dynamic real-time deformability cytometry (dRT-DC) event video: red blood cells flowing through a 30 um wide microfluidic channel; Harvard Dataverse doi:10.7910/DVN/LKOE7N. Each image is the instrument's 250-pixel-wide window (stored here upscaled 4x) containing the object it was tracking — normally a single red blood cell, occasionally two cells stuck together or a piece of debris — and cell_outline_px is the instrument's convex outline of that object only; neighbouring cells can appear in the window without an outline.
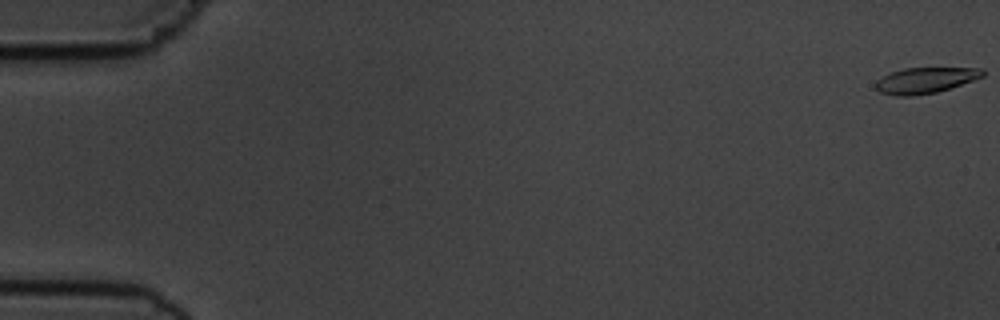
{"species": "common noctule bat (a hibernating species)", "species_latin": "Nyctalus noctula", "temperature_condition": "cold", "stored_images_in_passage": 57, "camera_frame_rate_fps": 3000, "um_per_image_px": 0.085, "animal": {"sex": "male", "body_mass_g": 19.5, "forearm_length_mm": 54.6}, "frame": {"image": 1, "passage_image": 1, "time_ms": 0.0, "image_size_px": [1000, 320], "cell_outline_px": [[984, 76], [936, 92], [912, 96], [896, 96], [880, 92], [876, 88], [876, 80], [892, 72], [904, 68], [980, 68], [984, 72]], "centroid_in_image_um": [78.62, 6.82], "position_along_channel_um": 6.4, "area_um2": 15.78}}
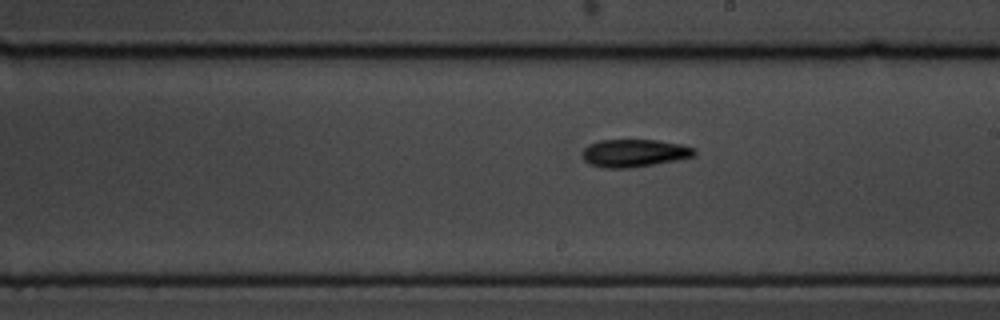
{"frame": {"image": 2, "passage_image": 33, "time_ms": 10.667, "image_size_px": [1000, 320], "cell_outline_px": [[696, 156], [676, 160], [632, 168], [604, 168], [588, 164], [584, 160], [580, 152], [588, 144], [600, 140], [656, 140], [680, 144], [696, 148]], "centroid_in_image_um": [53.88, 13.01], "position_along_channel_um": 235.1, "area_um2": 18.32}}
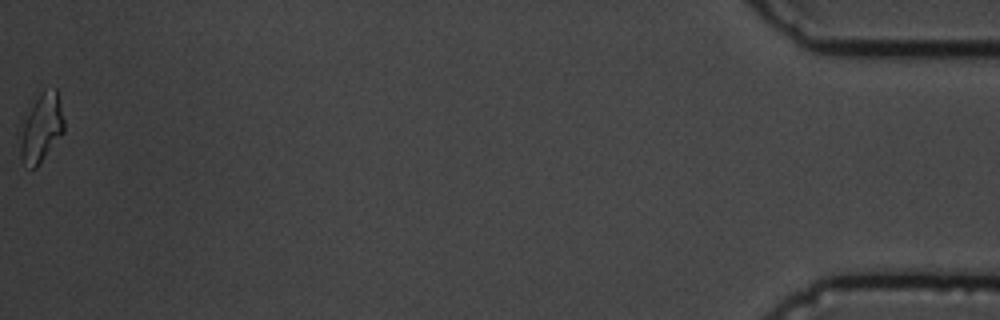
{"frame": {"image": 3, "passage_image": 57, "time_ms": 18.667, "image_size_px": [1000, 320], "cell_outline_px": [[64, 132], [36, 168], [32, 168], [20, 160], [16, 132], [40, 92], [44, 88], [56, 88], [64, 120]], "centroid_in_image_um": [3.45, 10.89], "position_along_channel_um": 431.8, "area_um2": 17.98}, "authors_computed_cell_mechanics": {"area_um2": 17.2244, "velocity_mm_per_s": 3.6248, "shape_relaxation_time_tau1_ms": 2.6514, "shape_relaxation_time_tau2_ms": 7.7822, "deformation_change_tau1": 0.1519, "deformation_change_tau2": 0.1587}}